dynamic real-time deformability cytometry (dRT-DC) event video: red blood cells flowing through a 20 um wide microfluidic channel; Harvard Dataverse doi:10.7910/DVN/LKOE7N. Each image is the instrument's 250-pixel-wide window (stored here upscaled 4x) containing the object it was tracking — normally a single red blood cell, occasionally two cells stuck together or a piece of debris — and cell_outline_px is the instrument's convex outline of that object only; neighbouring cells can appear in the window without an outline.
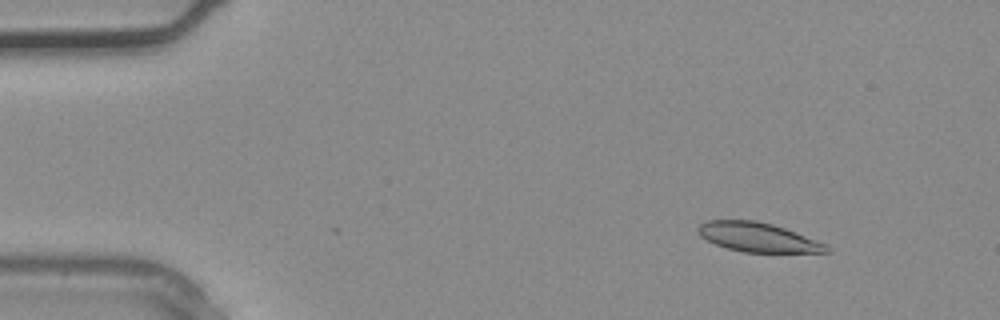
{"species": "common noctule bat (a hibernating species)", "species_latin": "Nyctalus noctula", "temperature_condition": "warm", "stored_images_in_passage": 3, "camera_frame_rate_fps": 3000, "um_per_image_px": 0.085, "animal": {"sex": "male", "body_mass_g": 20.4}, "frame": {"image": 1, "passage_image": 2, "time_ms": 0.333, "image_size_px": [1000, 320], "cell_outline_px": [[828, 252], [744, 252], [728, 248], [716, 244], [700, 236], [696, 232], [696, 228], [700, 224], [708, 220], [756, 220], [772, 224], [784, 228], [828, 244]], "centroid_in_image_um": [64.39, 20.15], "position_along_channel_um": 20.6, "area_um2": 21.73}}
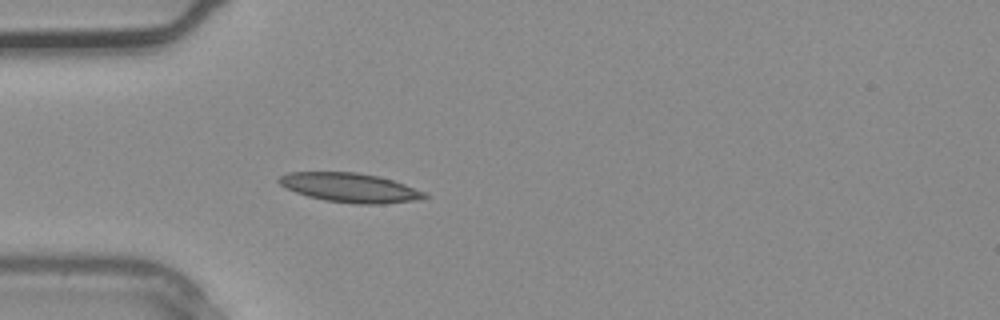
{"frame": {"image": 2, "passage_image": 3, "time_ms": 0.667, "image_size_px": [1000, 320], "cell_outline_px": [[428, 196], [424, 200], [384, 204], [356, 204], [324, 200], [308, 196], [296, 192], [280, 184], [276, 180], [280, 176], [288, 172], [356, 172], [380, 176], [428, 192]], "centroid_in_image_um": [29.83, 15.96], "position_along_channel_um": 55.2, "area_um2": 25.09}}